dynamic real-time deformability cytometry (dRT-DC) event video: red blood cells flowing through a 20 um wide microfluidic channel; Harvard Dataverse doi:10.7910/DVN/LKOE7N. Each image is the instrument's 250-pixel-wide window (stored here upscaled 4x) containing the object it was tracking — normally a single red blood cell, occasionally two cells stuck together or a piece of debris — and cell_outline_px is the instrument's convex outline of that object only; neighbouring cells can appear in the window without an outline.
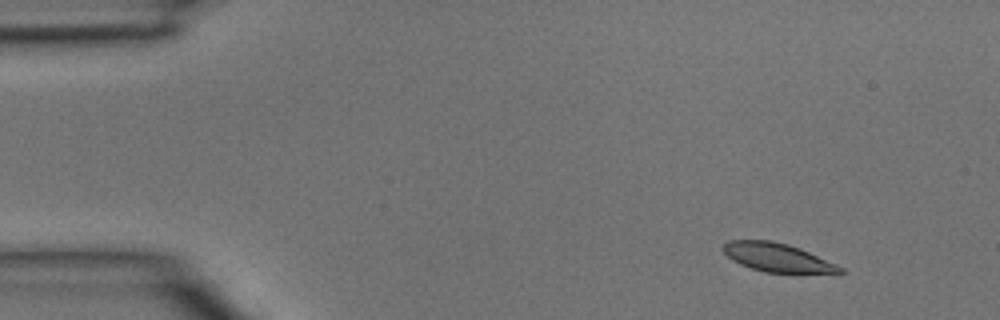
{"species": "common noctule bat (a hibernating species)", "species_latin": "Nyctalus noctula", "temperature_condition": "room temperature", "stored_images_in_passage": 3, "camera_frame_rate_fps": 3000, "um_per_image_px": 0.085, "animal": {"sex": "male", "body_mass_g": 15.6}, "frame": {"image": 1, "passage_image": 1, "time_ms": 0.0, "image_size_px": [1000, 320], "cell_outline_px": [[844, 272], [840, 276], [764, 272], [740, 264], [732, 260], [720, 248], [728, 240], [772, 240], [788, 244], [800, 248], [836, 264], [844, 268]], "centroid_in_image_um": [66.2, 21.94], "position_along_channel_um": 18.8, "area_um2": 20.35}}